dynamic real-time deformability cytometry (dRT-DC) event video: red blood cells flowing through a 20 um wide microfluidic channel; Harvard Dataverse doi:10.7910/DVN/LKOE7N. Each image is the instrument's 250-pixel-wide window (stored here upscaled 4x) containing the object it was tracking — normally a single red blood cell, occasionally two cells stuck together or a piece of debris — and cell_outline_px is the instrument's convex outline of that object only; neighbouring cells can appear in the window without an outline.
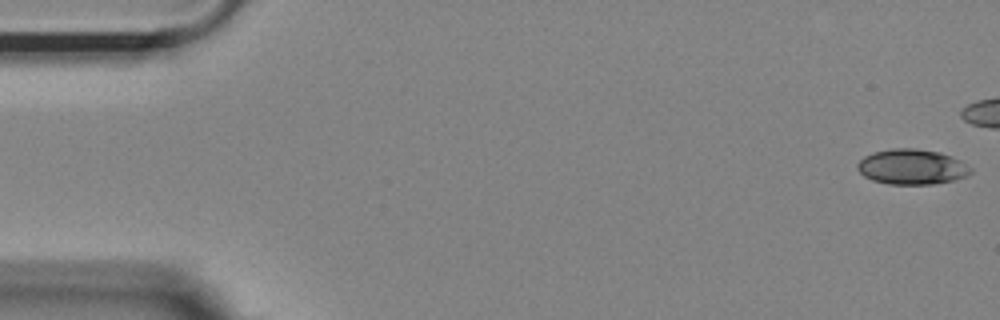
{"species": "Egyptian fruit bat (a non-hibernating species)", "species_latin": "Rousettus aegyptiacus", "temperature_condition": "room temperature", "stored_images_in_passage": 9, "camera_frame_rate_fps": 3000, "um_per_image_px": 0.085, "animal": {"sex": "female"}, "frame": {"image": 1, "passage_image": 1, "time_ms": 0.0, "image_size_px": [1000, 320], "cell_outline_px": [[972, 172], [956, 180], [932, 184], [888, 184], [872, 180], [864, 176], [856, 168], [856, 164], [864, 156], [872, 152], [892, 148], [916, 148], [940, 152], [952, 156], [960, 160], [972, 168]], "centroid_in_image_um": [77.5, 14.17], "position_along_channel_um": 7.5, "area_um2": 23.47}}